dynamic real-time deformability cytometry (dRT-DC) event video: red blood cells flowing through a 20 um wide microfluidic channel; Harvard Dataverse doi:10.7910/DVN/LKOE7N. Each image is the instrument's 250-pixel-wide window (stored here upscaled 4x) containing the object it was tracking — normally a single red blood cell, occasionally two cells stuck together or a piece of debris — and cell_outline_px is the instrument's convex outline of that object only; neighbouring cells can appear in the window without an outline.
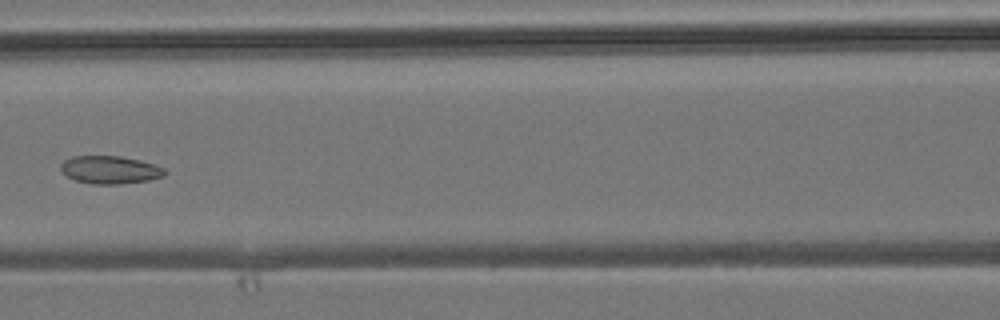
{"species": "common noctule bat (a hibernating species)", "species_latin": "Nyctalus noctula", "temperature_condition": "room temperature", "stored_images_in_passage": 6, "camera_frame_rate_fps": 3000, "um_per_image_px": 0.085, "animal": {"sex": "male", "body_mass_g": 19.2, "forearm_length_mm": 51.8}, "frame": {"image": 1, "passage_image": 6, "time_ms": 6.667, "image_size_px": [1000, 320], "cell_outline_px": [[168, 172], [164, 176], [148, 180], [120, 184], [92, 184], [76, 180], [68, 176], [60, 168], [60, 164], [64, 160], [72, 156], [120, 156], [140, 160], [164, 168]], "centroid_in_image_um": [9.36, 14.43], "position_along_channel_um": 157.2, "area_um2": 16.82}}